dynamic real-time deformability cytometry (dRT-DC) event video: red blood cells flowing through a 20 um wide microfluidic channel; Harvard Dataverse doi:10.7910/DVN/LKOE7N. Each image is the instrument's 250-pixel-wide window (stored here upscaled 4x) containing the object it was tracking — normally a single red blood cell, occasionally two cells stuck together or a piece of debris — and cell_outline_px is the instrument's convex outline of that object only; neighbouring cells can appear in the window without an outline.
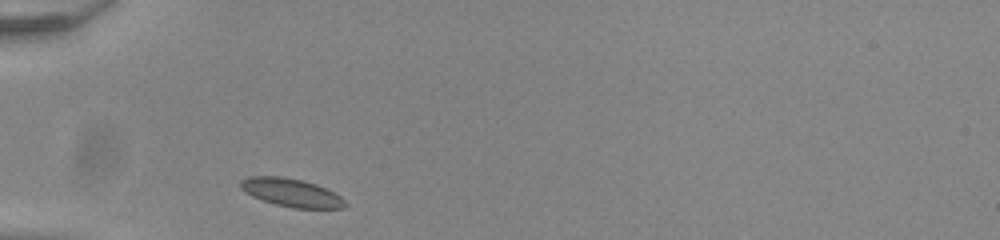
{"species": "common noctule bat (a hibernating species)", "species_latin": "Nyctalus noctula", "temperature_condition": "room temperature", "stored_images_in_passage": 28, "camera_frame_rate_fps": 3000, "um_per_image_px": 0.085, "animal": {"sex": "male", "body_mass_g": 20.0, "forearm_length_mm": 53.3}, "frame": {"image": 1, "passage_image": 1, "time_ms": 0.0, "image_size_px": [1000, 240], "cell_outline_px": [[348, 204], [344, 208], [292, 208], [276, 204], [252, 196], [244, 192], [240, 188], [240, 180], [248, 176], [280, 176], [300, 180], [316, 184], [340, 196]], "centroid_in_image_um": [24.73, 16.37], "position_along_channel_um": 60.3, "area_um2": 17.05}}
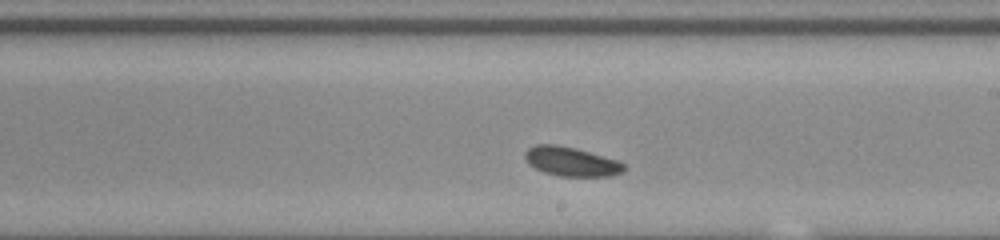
{"frame": {"image": 2, "passage_image": 16, "time_ms": 5.0, "image_size_px": [1000, 240], "cell_outline_px": [[624, 172], [612, 176], [560, 176], [544, 172], [528, 164], [524, 156], [524, 152], [528, 148], [536, 144], [556, 144], [576, 148], [616, 160], [624, 164]], "centroid_in_image_um": [48.53, 13.73], "position_along_channel_um": 240.5, "area_um2": 16.82}}
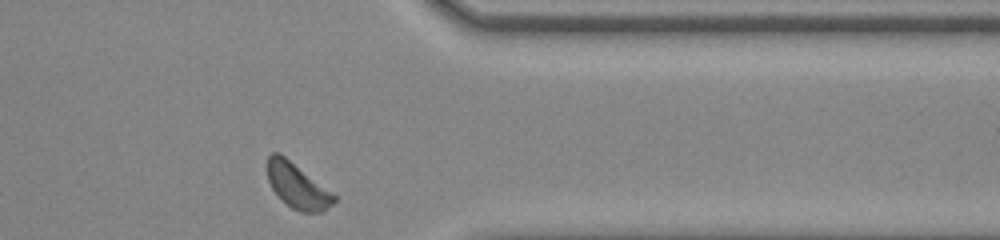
{"frame": {"image": 3, "passage_image": 28, "time_ms": 9.0, "image_size_px": [1000, 240], "cell_outline_px": [[336, 200], [324, 212], [300, 212], [292, 208], [272, 188], [268, 180], [268, 156], [272, 152], [276, 152], [284, 156], [336, 196]], "centroid_in_image_um": [25.28, 15.82], "position_along_channel_um": 386.1, "area_um2": 16.82}, "authors_computed_cell_mechanics": {"area_um2": 16.762, "velocity_mm_per_s": 3.8023, "shape_relaxation_time_tau1_ms": 1.4921, "shape_relaxation_time_tau2_ms": 3.5172, "deformation_change_tau1": 0.0543, "deformation_change_tau2": 0.0691}}